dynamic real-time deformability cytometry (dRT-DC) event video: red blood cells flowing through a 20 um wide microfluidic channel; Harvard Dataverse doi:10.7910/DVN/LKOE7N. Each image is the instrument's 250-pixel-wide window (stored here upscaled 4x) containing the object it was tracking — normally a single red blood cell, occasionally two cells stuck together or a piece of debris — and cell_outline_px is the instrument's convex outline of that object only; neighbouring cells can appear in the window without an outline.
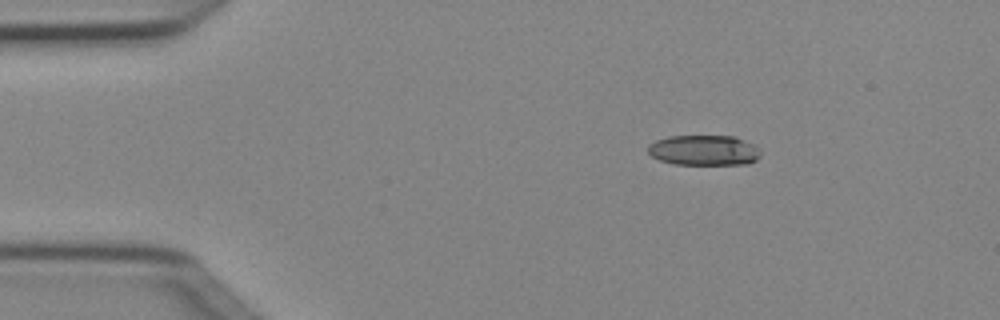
{"species": "Egyptian fruit bat (a non-hibernating species)", "species_latin": "Rousettus aegyptiacus", "temperature_condition": "cold", "stored_images_in_passage": 4, "camera_frame_rate_fps": 3000, "um_per_image_px": 0.085, "animal": {"sex": "female"}, "frame": {"image": 1, "passage_image": 2, "time_ms": 0.333, "image_size_px": [1000, 320], "cell_outline_px": [[760, 156], [756, 160], [748, 164], [676, 164], [660, 160], [652, 156], [648, 152], [648, 144], [656, 140], [668, 136], [736, 136], [760, 148]], "centroid_in_image_um": [59.85, 12.77], "position_along_channel_um": 25.2, "area_um2": 19.94}}
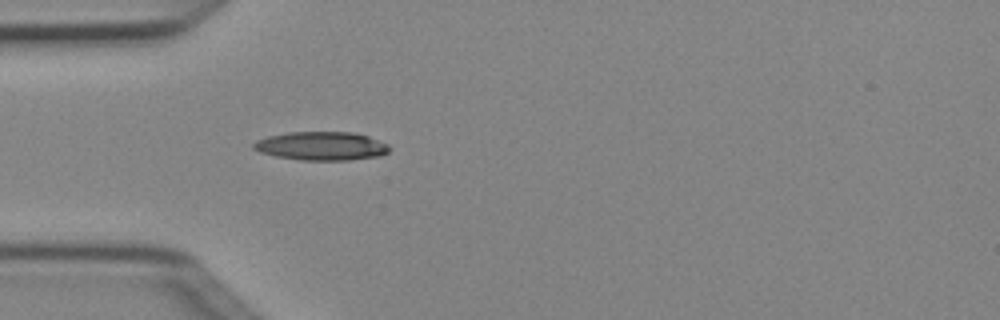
{"frame": {"image": 2, "passage_image": 4, "time_ms": 1.0, "image_size_px": [1000, 320], "cell_outline_px": [[392, 148], [388, 152], [380, 156], [348, 160], [300, 160], [276, 156], [260, 152], [252, 148], [252, 144], [256, 140], [268, 136], [288, 132], [352, 132], [368, 136], [388, 144]], "centroid_in_image_um": [27.32, 12.41], "position_along_channel_um": 57.7, "area_um2": 22.72}}